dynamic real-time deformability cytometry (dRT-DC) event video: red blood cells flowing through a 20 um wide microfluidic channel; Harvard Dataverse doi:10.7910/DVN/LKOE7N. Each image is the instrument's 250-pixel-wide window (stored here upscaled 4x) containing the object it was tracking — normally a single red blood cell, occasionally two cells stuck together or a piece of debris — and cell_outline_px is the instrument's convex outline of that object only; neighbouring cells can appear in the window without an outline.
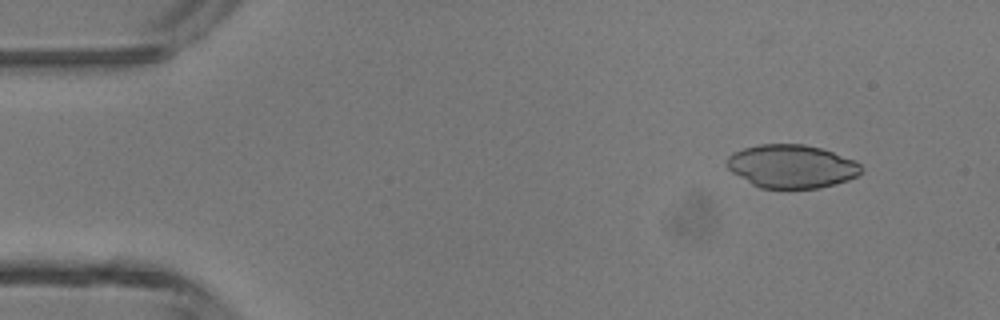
{"species": "common noctule bat (a hibernating species)", "species_latin": "Nyctalus noctula", "temperature_condition": "room temperature", "stored_images_in_passage": 47, "camera_frame_rate_fps": 3000, "um_per_image_px": 0.085, "animal": {"sex": "male", "body_mass_g": 13.3}, "frame": {"image": 1, "passage_image": 5, "time_ms": 1.333, "image_size_px": [1000, 320], "cell_outline_px": [[864, 168], [856, 176], [848, 180], [836, 184], [820, 188], [760, 188], [752, 184], [732, 172], [724, 164], [728, 156], [744, 148], [760, 144], [804, 144], [820, 148], [832, 152], [852, 160], [860, 164]], "centroid_in_image_um": [67.27, 14.14], "position_along_channel_um": 17.7, "area_um2": 33.76}}